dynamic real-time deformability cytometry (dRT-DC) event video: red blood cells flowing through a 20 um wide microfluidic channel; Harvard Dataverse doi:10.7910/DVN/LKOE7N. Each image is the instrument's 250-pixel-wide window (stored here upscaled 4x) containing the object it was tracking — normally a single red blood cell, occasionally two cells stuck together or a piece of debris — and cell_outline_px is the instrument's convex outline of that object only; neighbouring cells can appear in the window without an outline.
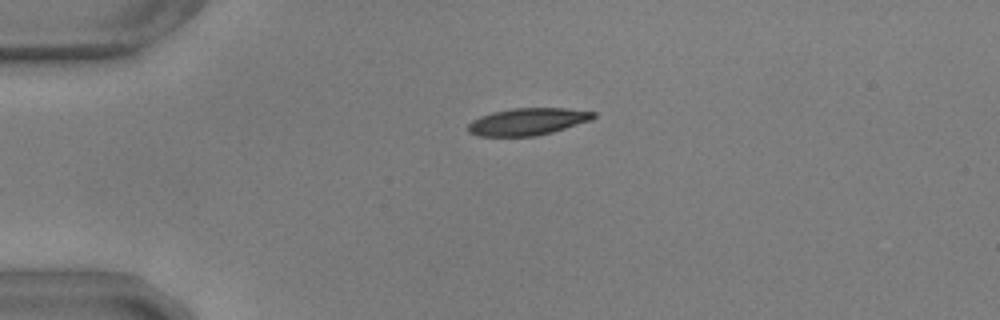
{"species": "common noctule bat (a hibernating species)", "species_latin": "Nyctalus noctula", "temperature_condition": "warm", "stored_images_in_passage": 8, "camera_frame_rate_fps": 3000, "um_per_image_px": 0.085, "animal": {"sex": "male", "body_mass_g": 17.9, "forearm_length_mm": 54.2}, "frame": {"image": 1, "passage_image": 2, "time_ms": 0.333, "image_size_px": [1000, 320], "cell_outline_px": [[596, 116], [592, 120], [552, 132], [536, 136], [480, 136], [468, 132], [468, 124], [472, 120], [480, 116], [492, 112], [512, 108], [564, 108], [596, 112]], "centroid_in_image_um": [44.85, 10.33], "position_along_channel_um": 40.1, "area_um2": 19.83}}